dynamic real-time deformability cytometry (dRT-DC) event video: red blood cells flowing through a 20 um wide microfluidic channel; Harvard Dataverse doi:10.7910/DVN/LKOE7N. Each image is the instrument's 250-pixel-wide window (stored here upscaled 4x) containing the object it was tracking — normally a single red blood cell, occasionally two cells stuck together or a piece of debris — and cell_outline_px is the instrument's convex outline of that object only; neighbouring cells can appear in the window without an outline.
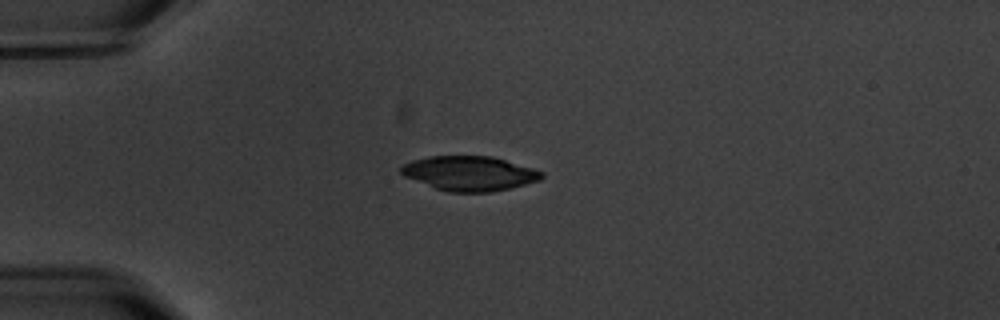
{"species": "common noctule bat (a hibernating species)", "species_latin": "Nyctalus noctula", "temperature_condition": "warm", "stored_images_in_passage": 5, "camera_frame_rate_fps": 3000, "um_per_image_px": 0.085, "animal": {"sex": "male", "body_mass_g": 20.1, "forearm_length_mm": 53.5}, "frame": {"image": 1, "passage_image": 4, "time_ms": 3.667, "image_size_px": [1000, 320], "cell_outline_px": [[544, 176], [540, 180], [492, 192], [448, 192], [436, 188], [404, 176], [400, 172], [400, 168], [404, 164], [412, 160], [428, 156], [492, 156], [532, 168], [544, 172]], "centroid_in_image_um": [39.9, 14.73], "position_along_channel_um": 45.1, "area_um2": 28.15}}